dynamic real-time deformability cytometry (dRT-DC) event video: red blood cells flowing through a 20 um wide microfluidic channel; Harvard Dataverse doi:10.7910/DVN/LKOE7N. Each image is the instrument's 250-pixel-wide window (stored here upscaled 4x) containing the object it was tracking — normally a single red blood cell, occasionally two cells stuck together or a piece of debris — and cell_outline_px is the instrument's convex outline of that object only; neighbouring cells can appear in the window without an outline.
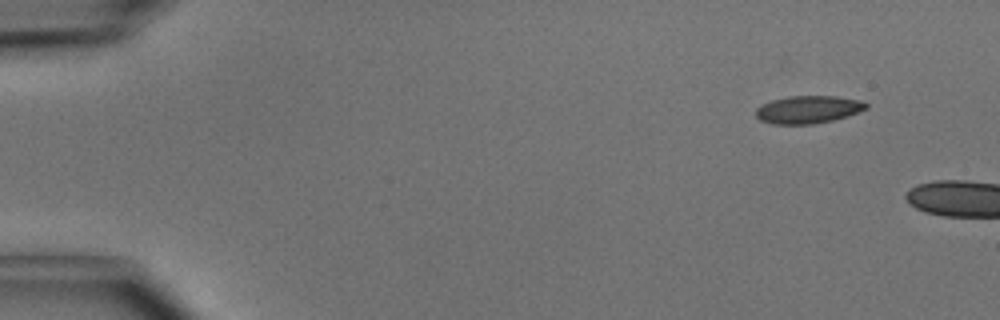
{"species": "common noctule bat (a hibernating species)", "species_latin": "Nyctalus noctula", "temperature_condition": "cold", "stored_images_in_passage": 5, "camera_frame_rate_fps": 3000, "um_per_image_px": 0.085, "animal": {"sex": "male", "body_mass_g": 15.6}, "frame": {"image": 1, "passage_image": 1, "time_ms": 0.0, "image_size_px": [1000, 320], "cell_outline_px": [[868, 108], [832, 120], [812, 124], [772, 124], [760, 120], [756, 116], [756, 108], [760, 104], [772, 100], [788, 96], [836, 96], [860, 100], [868, 104]], "centroid_in_image_um": [68.64, 9.3], "position_along_channel_um": 16.4, "area_um2": 17.69}}